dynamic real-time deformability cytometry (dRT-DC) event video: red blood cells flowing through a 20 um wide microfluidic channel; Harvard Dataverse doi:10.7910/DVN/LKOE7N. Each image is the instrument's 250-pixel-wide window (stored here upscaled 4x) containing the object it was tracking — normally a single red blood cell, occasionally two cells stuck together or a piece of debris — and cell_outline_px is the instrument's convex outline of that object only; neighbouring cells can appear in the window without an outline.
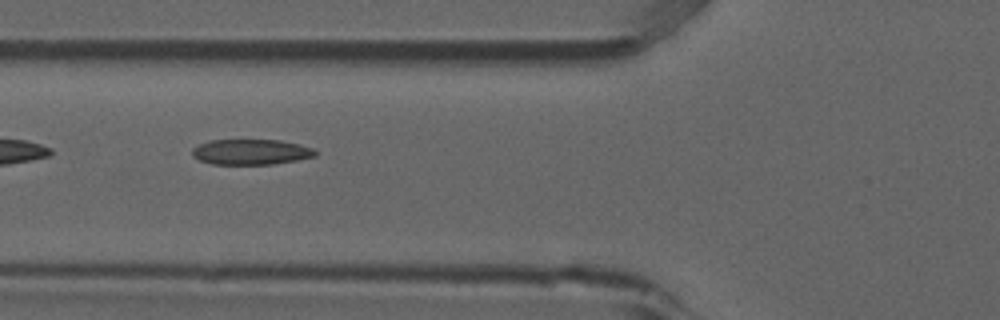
{"species": "common noctule bat (a hibernating species)", "species_latin": "Nyctalus noctula", "temperature_condition": "room temperature", "stored_images_in_passage": 3, "camera_frame_rate_fps": 3000, "um_per_image_px": 0.085, "animal": {"sex": "male", "forearm_length_mm": 52.5}, "frame": {"image": 1, "passage_image": 3, "time_ms": 0.667, "image_size_px": [1000, 320], "cell_outline_px": [[316, 156], [296, 160], [272, 164], [212, 164], [200, 160], [192, 156], [192, 148], [208, 140], [280, 140], [300, 144], [312, 148], [316, 152]], "centroid_in_image_um": [21.32, 12.91], "position_along_channel_um": 104.5, "area_um2": 18.21}}